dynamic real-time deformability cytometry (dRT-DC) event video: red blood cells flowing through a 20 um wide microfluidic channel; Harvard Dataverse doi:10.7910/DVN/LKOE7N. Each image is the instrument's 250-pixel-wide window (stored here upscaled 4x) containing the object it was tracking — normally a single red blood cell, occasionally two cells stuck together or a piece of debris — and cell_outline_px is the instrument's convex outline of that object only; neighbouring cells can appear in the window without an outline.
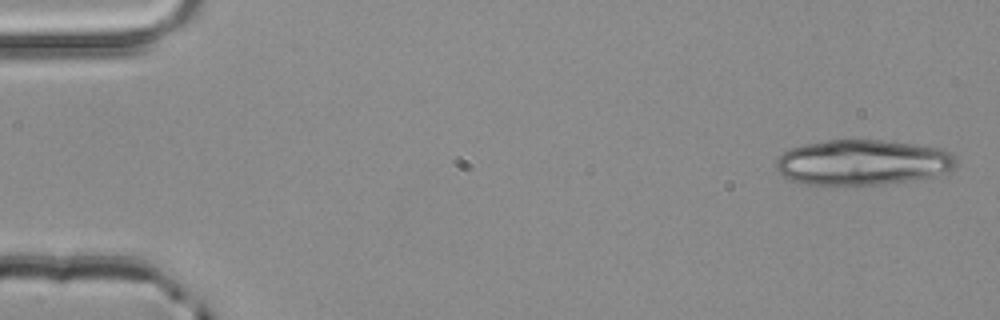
{"species": "common noctule bat (a hibernating species)", "species_latin": "Nyctalus noctula", "temperature_condition": "room temperature", "stored_images_in_passage": 5, "camera_frame_rate_fps": 3000, "um_per_image_px": 0.085, "animal": {"sex": "male", "body_mass_g": 20.4}, "frame": {"image": 1, "passage_image": 1, "time_ms": 0.0, "image_size_px": [1000, 320], "cell_outline_px": [[956, 164], [948, 172], [916, 180], [888, 184], [804, 184], [780, 176], [776, 168], [776, 160], [784, 152], [792, 148], [804, 144], [828, 140], [884, 140], [916, 144], [940, 148], [948, 152], [956, 160]], "centroid_in_image_um": [73.31, 13.8], "position_along_channel_um": 11.7, "area_um2": 47.63}}